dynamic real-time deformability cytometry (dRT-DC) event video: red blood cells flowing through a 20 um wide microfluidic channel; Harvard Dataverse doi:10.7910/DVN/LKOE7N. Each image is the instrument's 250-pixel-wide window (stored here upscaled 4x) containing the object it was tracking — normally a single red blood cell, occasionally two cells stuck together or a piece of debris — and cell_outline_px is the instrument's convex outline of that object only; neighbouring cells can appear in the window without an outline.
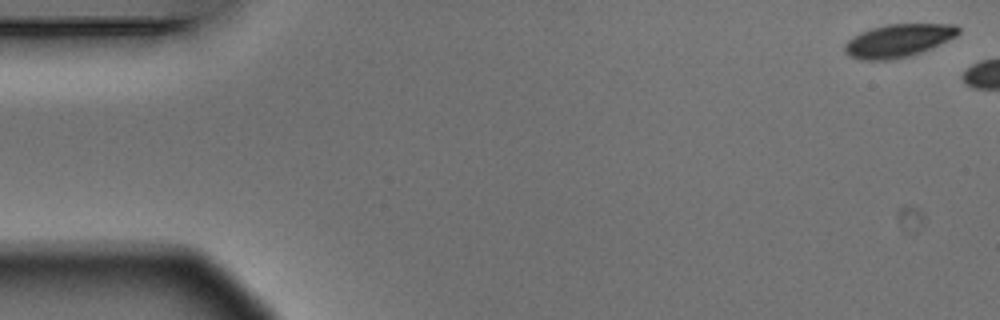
{"species": "Egyptian fruit bat (a non-hibernating species)", "species_latin": "Rousettus aegyptiacus", "temperature_condition": "warm", "stored_images_in_passage": 3, "camera_frame_rate_fps": 3000, "um_per_image_px": 0.085, "animal": {"sex": "male"}, "frame": {"image": 1, "passage_image": 1, "time_ms": 0.0, "image_size_px": [1000, 320], "cell_outline_px": [[960, 32], [956, 36], [932, 48], [908, 56], [888, 60], [860, 60], [848, 56], [844, 52], [844, 44], [852, 36], [860, 32], [872, 28], [888, 24], [956, 24], [960, 28]], "centroid_in_image_um": [76.33, 3.45], "position_along_channel_um": 8.7, "area_um2": 21.96}}